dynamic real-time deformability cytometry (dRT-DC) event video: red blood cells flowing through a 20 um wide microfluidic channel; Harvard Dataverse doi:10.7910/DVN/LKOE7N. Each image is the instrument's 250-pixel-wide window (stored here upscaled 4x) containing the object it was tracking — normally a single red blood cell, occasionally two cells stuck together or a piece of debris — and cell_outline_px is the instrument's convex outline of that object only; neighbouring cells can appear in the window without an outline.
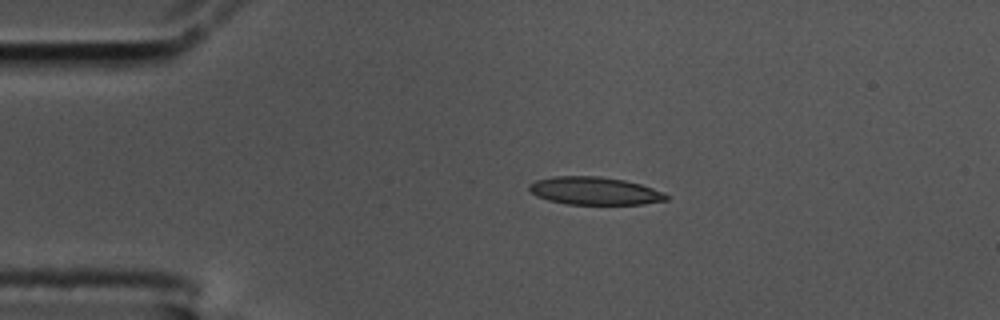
{"species": "common noctule bat (a hibernating species)", "species_latin": "Nyctalus noctula", "temperature_condition": "cold", "stored_images_in_passage": 47, "camera_frame_rate_fps": 3000, "um_per_image_px": 0.085, "animal": {"sex": "male", "body_mass_g": 17.5, "forearm_length_mm": 52.3}, "frame": {"image": 1, "passage_image": 1, "time_ms": 0.0, "image_size_px": [1000, 320], "cell_outline_px": [[668, 200], [644, 204], [568, 204], [548, 200], [536, 196], [528, 188], [528, 184], [536, 180], [552, 176], [600, 176], [624, 180], [640, 184], [664, 192], [668, 196]], "centroid_in_image_um": [50.53, 16.22], "position_along_channel_um": 34.5, "area_um2": 22.25}}
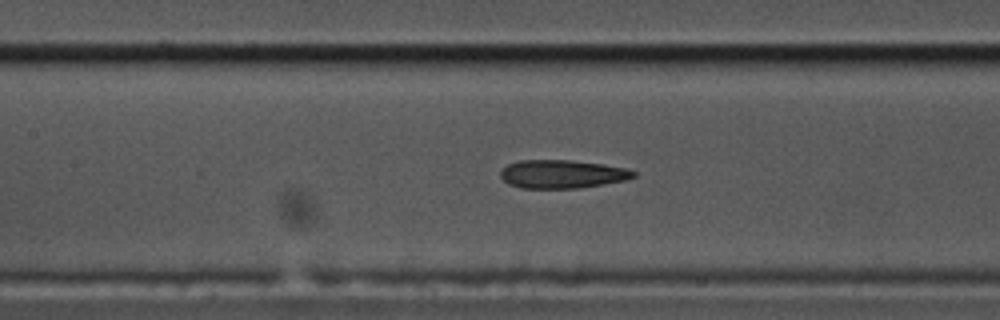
{"frame": {"image": 2, "passage_image": 15, "time_ms": 4.667, "image_size_px": [1000, 320], "cell_outline_px": [[636, 176], [624, 180], [604, 184], [580, 188], [520, 188], [508, 184], [500, 176], [500, 172], [508, 164], [520, 160], [572, 160], [604, 164], [628, 168], [636, 172]], "centroid_in_image_um": [47.8, 14.79], "position_along_channel_um": 159.6, "area_um2": 22.08}}
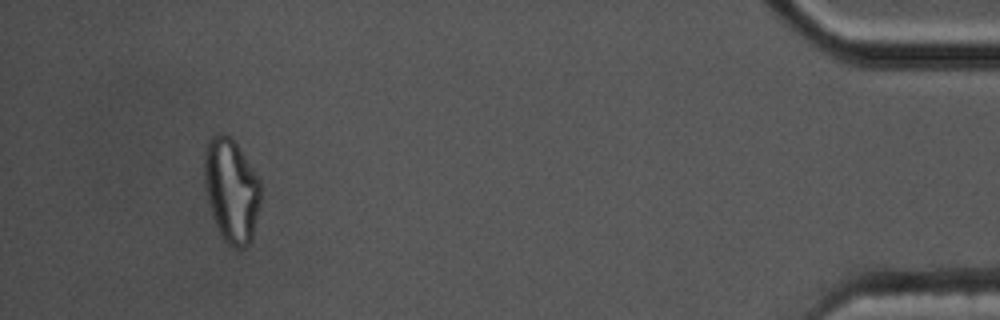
{"frame": {"image": 3, "passage_image": 43, "time_ms": 14.0, "image_size_px": [1000, 320], "cell_outline_px": [[260, 204], [252, 240], [244, 248], [236, 248], [228, 244], [224, 240], [216, 224], [208, 200], [204, 180], [204, 152], [208, 140], [216, 132], [220, 132], [228, 136], [240, 148], [260, 180]], "centroid_in_image_um": [19.67, 16.16], "position_along_channel_um": 415.5, "area_um2": 33.99}, "authors_computed_cell_mechanics": {"area_um2": 23.0044, "velocity_mm_per_s": 3.4864, "shape_relaxation_time_tau1_ms": null, "shape_relaxation_time_tau2_ms": 3.5184, "deformation_change_tau1": null, "deformation_change_tau2": 0.1217}}